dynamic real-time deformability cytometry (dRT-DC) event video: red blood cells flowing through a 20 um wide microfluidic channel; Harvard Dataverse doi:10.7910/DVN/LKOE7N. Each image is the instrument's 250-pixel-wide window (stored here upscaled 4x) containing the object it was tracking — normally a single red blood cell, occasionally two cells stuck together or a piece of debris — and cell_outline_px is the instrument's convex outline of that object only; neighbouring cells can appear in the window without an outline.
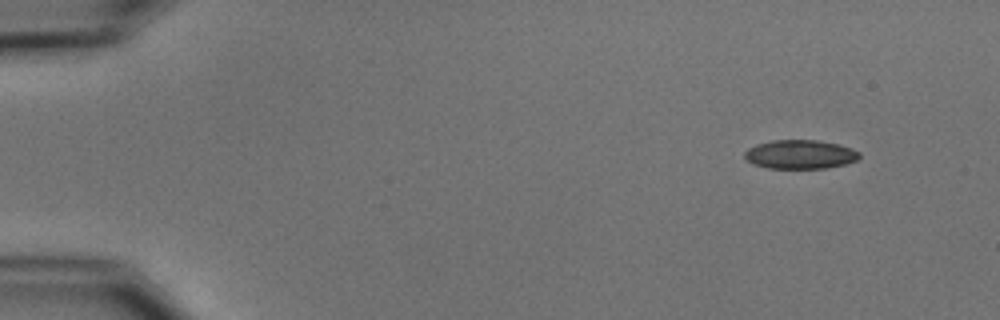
{"species": "common noctule bat (a hibernating species)", "species_latin": "Nyctalus noctula", "temperature_condition": "cold", "stored_images_in_passage": 50, "camera_frame_rate_fps": 3000, "um_per_image_px": 0.085, "animal": {"sex": "male", "body_mass_g": 15.6}, "frame": {"image": 1, "passage_image": 1, "time_ms": 0.0, "image_size_px": [1000, 320], "cell_outline_px": [[860, 156], [856, 160], [844, 164], [824, 168], [768, 168], [752, 164], [744, 156], [744, 152], [748, 148], [756, 144], [772, 140], [816, 140], [840, 144], [852, 148], [860, 152]], "centroid_in_image_um": [68.0, 13.11], "position_along_channel_um": 17.0, "area_um2": 19.36}}
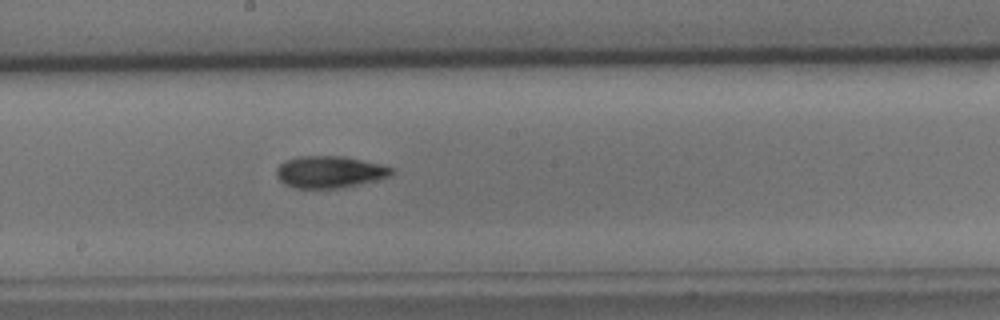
{"frame": {"image": 2, "passage_image": 26, "time_ms": 8.333, "image_size_px": [1000, 320], "cell_outline_px": [[396, 172], [388, 176], [376, 180], [340, 188], [296, 188], [284, 184], [276, 176], [276, 168], [284, 160], [300, 156], [344, 156], [380, 164], [396, 168]], "centroid_in_image_um": [28.02, 14.61], "position_along_channel_um": 220.2, "area_um2": 21.5}}
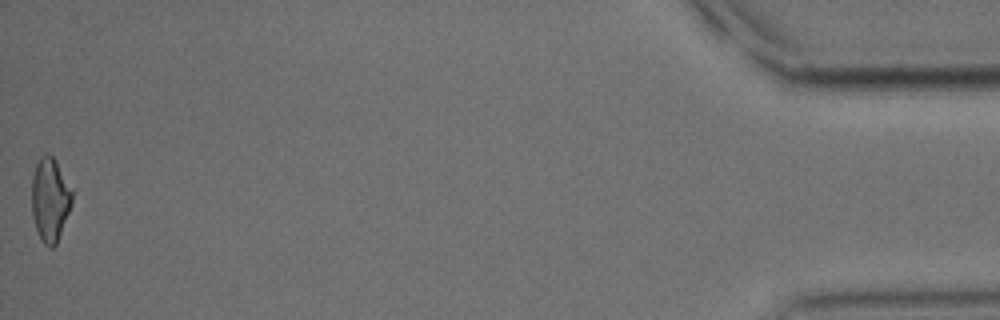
{"frame": {"image": 3, "passage_image": 50, "time_ms": 16.333, "image_size_px": [1000, 320], "cell_outline_px": [[76, 188], [72, 204], [56, 244], [52, 248], [48, 248], [44, 244], [36, 228], [32, 216], [32, 176], [36, 164], [40, 156], [44, 152], [48, 152], [56, 160]], "centroid_in_image_um": [4.31, 16.88], "position_along_channel_um": 430.9, "area_um2": 20.46}, "authors_computed_cell_mechanics": {"area_um2": 20.23, "velocity_mm_per_s": 3.7417, "shape_relaxation_time_tau1_ms": 5.0816, "shape_relaxation_time_tau2_ms": null, "deformation_change_tau1": 0.1371, "deformation_change_tau2": null}}